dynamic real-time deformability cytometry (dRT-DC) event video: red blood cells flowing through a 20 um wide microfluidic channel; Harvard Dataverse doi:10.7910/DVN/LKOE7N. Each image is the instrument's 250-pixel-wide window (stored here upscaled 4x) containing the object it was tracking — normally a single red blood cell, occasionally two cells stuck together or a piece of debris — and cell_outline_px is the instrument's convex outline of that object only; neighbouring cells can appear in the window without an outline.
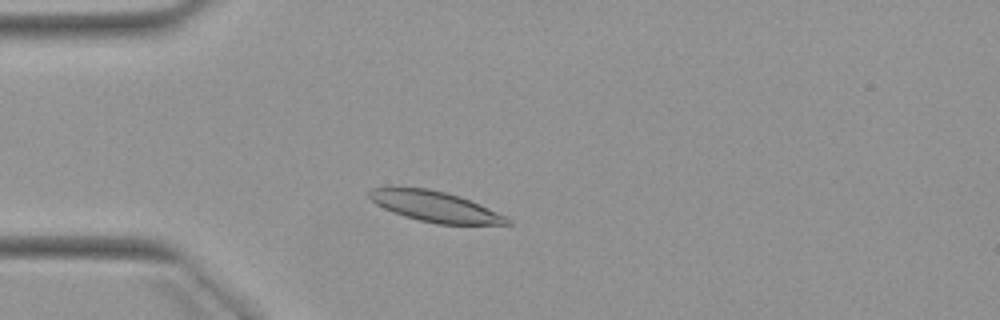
{"species": "Egyptian fruit bat (a non-hibernating species)", "species_latin": "Rousettus aegyptiacus", "temperature_condition": "warm", "stored_images_in_passage": 3, "camera_frame_rate_fps": 3000, "um_per_image_px": 0.085, "animal": {"sex": "female"}, "frame": {"image": 1, "passage_image": 3, "time_ms": 2.333, "image_size_px": [1000, 320], "cell_outline_px": [[512, 224], [436, 224], [404, 216], [392, 212], [376, 204], [368, 196], [368, 192], [372, 188], [428, 188], [460, 196], [508, 216], [512, 220]], "centroid_in_image_um": [37.02, 17.57], "position_along_channel_um": 48.0, "area_um2": 24.33}}